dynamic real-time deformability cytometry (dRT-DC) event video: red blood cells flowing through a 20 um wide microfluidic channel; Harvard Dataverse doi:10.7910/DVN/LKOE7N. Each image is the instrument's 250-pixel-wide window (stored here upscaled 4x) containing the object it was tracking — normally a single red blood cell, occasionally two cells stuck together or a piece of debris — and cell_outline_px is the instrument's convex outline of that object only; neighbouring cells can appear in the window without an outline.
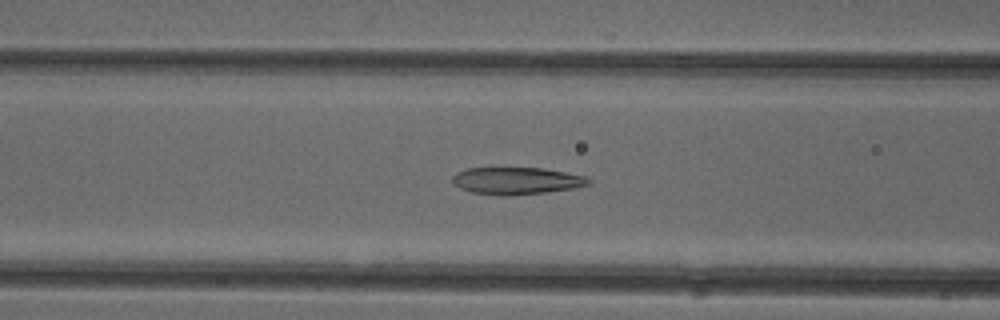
{"species": "common noctule bat (a hibernating species)", "species_latin": "Nyctalus noctula", "temperature_condition": "cold", "stored_images_in_passage": 52, "camera_frame_rate_fps": 3000, "um_per_image_px": 0.085, "animal": {"sex": "female"}, "frame": {"image": 1, "passage_image": 21, "time_ms": 6.667, "image_size_px": [1000, 320], "cell_outline_px": [[592, 184], [572, 188], [544, 192], [512, 196], [508, 196], [472, 192], [460, 188], [452, 184], [452, 176], [456, 172], [468, 168], [544, 168], [588, 176], [592, 180]], "centroid_in_image_um": [43.93, 15.36], "position_along_channel_um": 122.7, "area_um2": 21.68}}
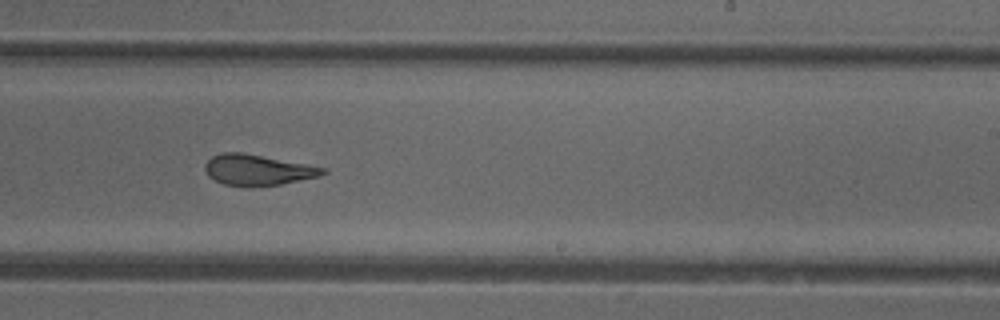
{"frame": {"image": 2, "passage_image": 32, "time_ms": 10.333, "image_size_px": [1000, 320], "cell_outline_px": [[328, 172], [320, 176], [280, 184], [224, 184], [208, 176], [204, 168], [204, 164], [212, 156], [220, 152], [240, 152], [328, 168]], "centroid_in_image_um": [21.91, 14.4], "position_along_channel_um": 267.1, "area_um2": 20.46}}
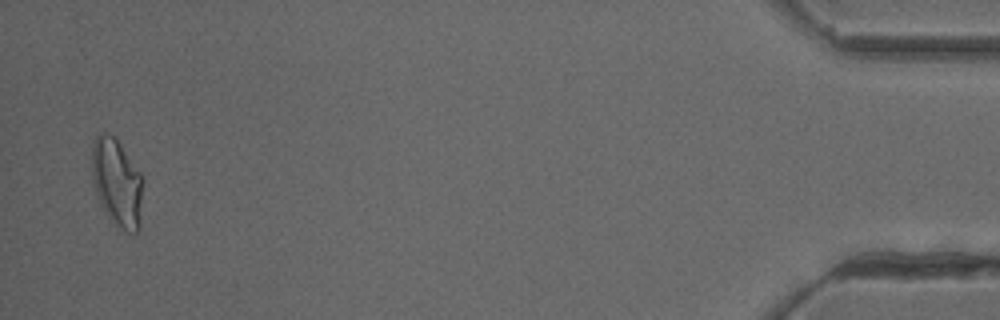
{"frame": {"image": 3, "passage_image": 51, "time_ms": 16.667, "image_size_px": [1000, 320], "cell_outline_px": [[144, 180], [140, 228], [136, 236], [128, 232], [104, 208], [100, 200], [92, 176], [92, 144], [96, 136], [104, 132], [112, 136], [120, 144], [140, 172]], "centroid_in_image_um": [10.0, 15.49], "position_along_channel_um": 425.2, "area_um2": 25.49}, "authors_computed_cell_mechanics": {"area_um2": 23.0044, "velocity_mm_per_s": 3.9401, "shape_relaxation_time_tau1_ms": 7.5059, "shape_relaxation_time_tau2_ms": 1.7974, "deformation_change_tau1": 0.2237, "deformation_change_tau2": 0.1121}}